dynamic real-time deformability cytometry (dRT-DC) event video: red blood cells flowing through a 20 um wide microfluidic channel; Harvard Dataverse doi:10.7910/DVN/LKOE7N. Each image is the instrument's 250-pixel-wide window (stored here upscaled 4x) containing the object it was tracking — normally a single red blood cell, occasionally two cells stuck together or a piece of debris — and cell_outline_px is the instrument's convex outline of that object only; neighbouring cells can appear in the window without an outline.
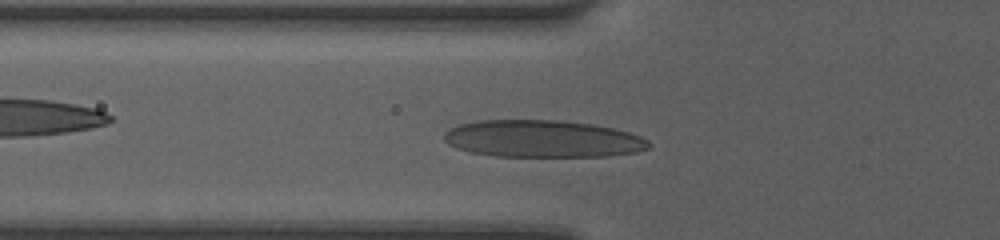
{"species": "human", "species_latin": "Homo sapiens", "temperature_condition": "room temperature", "stored_images_in_passage": 39, "camera_frame_rate_fps": 3000, "um_per_image_px": 0.085, "donor": {"sex": "female"}, "frame": {"image": 1, "passage_image": 11, "time_ms": 3.333, "image_size_px": [1000, 240], "cell_outline_px": [[652, 144], [648, 148], [636, 152], [608, 156], [496, 156], [468, 152], [456, 148], [448, 144], [444, 140], [444, 132], [448, 128], [460, 124], [480, 120], [556, 120], [592, 124], [612, 128], [628, 132], [640, 136], [648, 140]], "centroid_in_image_um": [46.09, 11.8], "position_along_channel_um": 79.7, "area_um2": 44.45}}
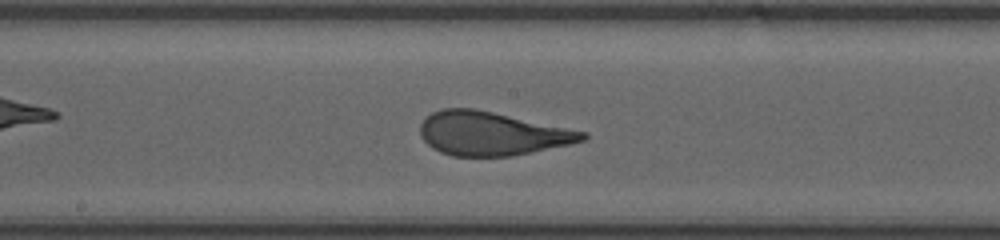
{"frame": {"image": 2, "passage_image": 20, "time_ms": 6.333, "image_size_px": [1000, 240], "cell_outline_px": [[588, 136], [584, 140], [568, 144], [512, 156], [452, 156], [440, 152], [432, 148], [420, 136], [420, 124], [432, 112], [444, 108], [472, 108], [492, 112], [588, 132]], "centroid_in_image_um": [41.77, 11.35], "position_along_channel_um": 206.4, "area_um2": 40.92}}
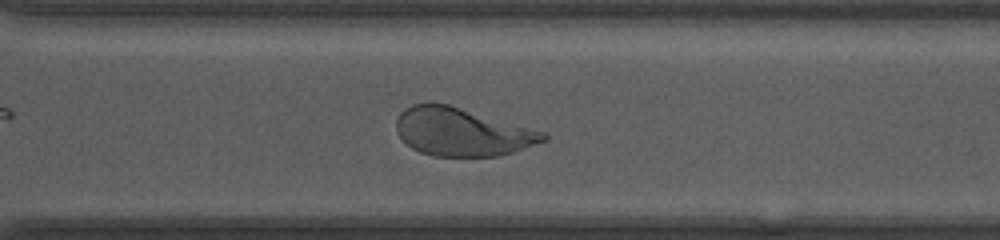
{"frame": {"image": 3, "passage_image": 29, "time_ms": 9.333, "image_size_px": [1000, 240], "cell_outline_px": [[548, 140], [512, 152], [496, 156], [432, 156], [420, 152], [412, 148], [396, 132], [396, 120], [400, 112], [404, 108], [412, 104], [428, 100], [448, 104], [548, 132]], "centroid_in_image_um": [39.26, 11.18], "position_along_channel_um": 331.3, "area_um2": 41.67}, "authors_computed_cell_mechanics": {"area_um2": 41.327, "velocity_mm_per_s": 4.1855, "shape_relaxation_time_tau1_ms": 3.4909, "shape_relaxation_time_tau2_ms": null, "deformation_change_tau1": 0.1989, "deformation_change_tau2": null}}